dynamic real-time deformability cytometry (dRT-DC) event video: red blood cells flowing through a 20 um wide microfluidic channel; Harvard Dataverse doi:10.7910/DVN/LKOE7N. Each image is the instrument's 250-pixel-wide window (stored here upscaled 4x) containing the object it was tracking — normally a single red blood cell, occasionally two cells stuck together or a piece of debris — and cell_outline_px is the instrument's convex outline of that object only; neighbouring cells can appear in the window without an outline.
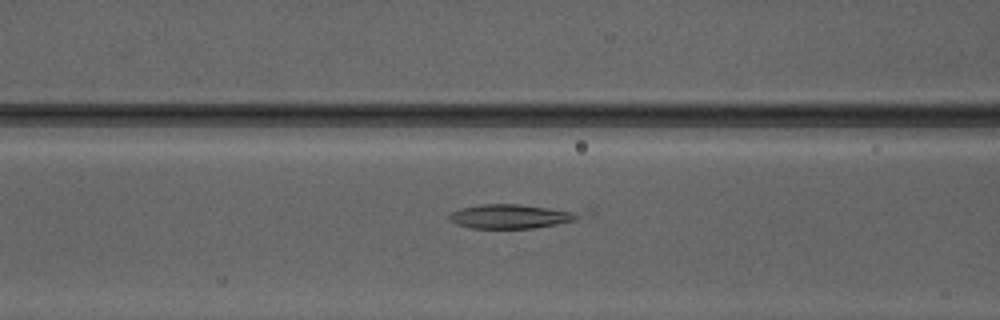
{"species": "Egyptian fruit bat (a non-hibernating species)", "species_latin": "Rousettus aegyptiacus", "temperature_condition": "warm", "stored_images_in_passage": 19, "camera_frame_rate_fps": 3000, "um_per_image_px": 0.085, "animal": {"sex": "male"}, "frame": {"image": 1, "passage_image": 6, "time_ms": 1.667, "image_size_px": [1000, 320], "cell_outline_px": [[596, 212], [592, 216], [576, 220], [556, 224], [532, 228], [472, 228], [456, 224], [448, 220], [448, 216], [452, 212], [460, 208], [484, 204], [520, 204], [596, 208]], "centroid_in_image_um": [43.94, 18.33], "position_along_channel_um": 122.7, "area_um2": 20.23}}
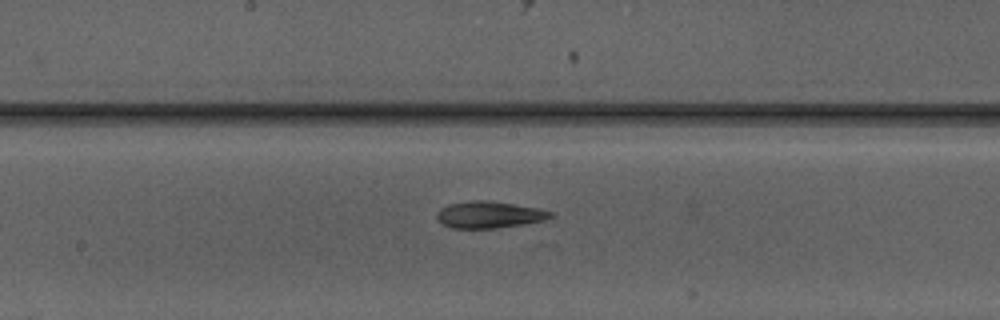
{"frame": {"image": 2, "passage_image": 12, "time_ms": 3.667, "image_size_px": [1000, 320], "cell_outline_px": [[552, 216], [544, 220], [496, 228], [452, 228], [436, 220], [436, 212], [440, 208], [448, 204], [472, 200], [484, 200], [540, 208], [552, 212]], "centroid_in_image_um": [41.52, 18.24], "position_along_channel_um": 206.7, "area_um2": 17.57}}
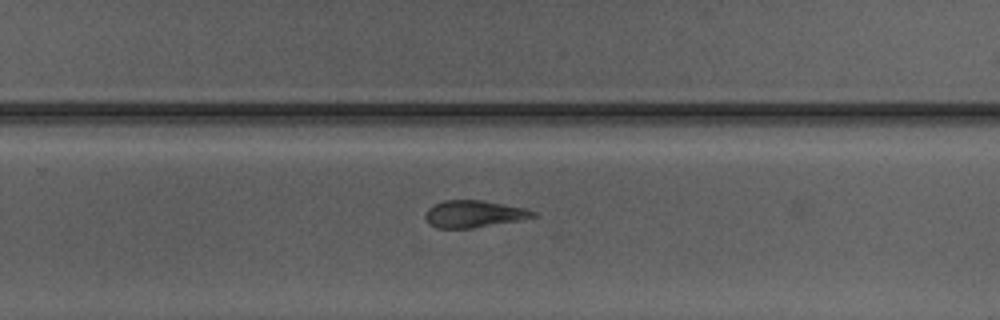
{"frame": {"image": 3, "passage_image": 18, "time_ms": 5.667, "image_size_px": [1000, 320], "cell_outline_px": [[536, 216], [520, 220], [472, 228], [436, 228], [424, 216], [424, 212], [432, 204], [444, 200], [480, 200], [524, 208], [536, 212]], "centroid_in_image_um": [40.24, 18.18], "position_along_channel_um": 289.6, "area_um2": 16.82}}